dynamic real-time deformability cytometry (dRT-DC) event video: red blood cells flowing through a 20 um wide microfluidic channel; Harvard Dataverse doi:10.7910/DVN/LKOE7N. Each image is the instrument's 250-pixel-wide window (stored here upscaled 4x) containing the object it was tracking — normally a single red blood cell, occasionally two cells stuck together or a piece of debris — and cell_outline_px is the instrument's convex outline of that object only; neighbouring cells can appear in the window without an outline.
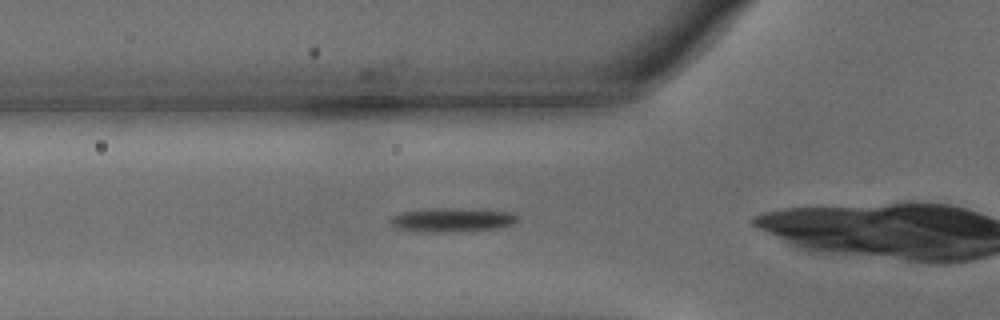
{"species": "common noctule bat (a hibernating species)", "species_latin": "Nyctalus noctula", "temperature_condition": "warm", "stored_images_in_passage": 16, "camera_frame_rate_fps": 3000, "um_per_image_px": 0.085, "animal": {"sex": "male", "body_mass_g": 15.6}, "frame": {"image": 1, "passage_image": 2, "time_ms": 0.333, "image_size_px": [1000, 320], "cell_outline_px": [[520, 216], [512, 224], [496, 228], [428, 232], [396, 228], [388, 220], [392, 216], [400, 212], [428, 208], [468, 208], [512, 212]], "centroid_in_image_um": [38.4, 18.65], "position_along_channel_um": 87.4, "area_um2": 17.57}}
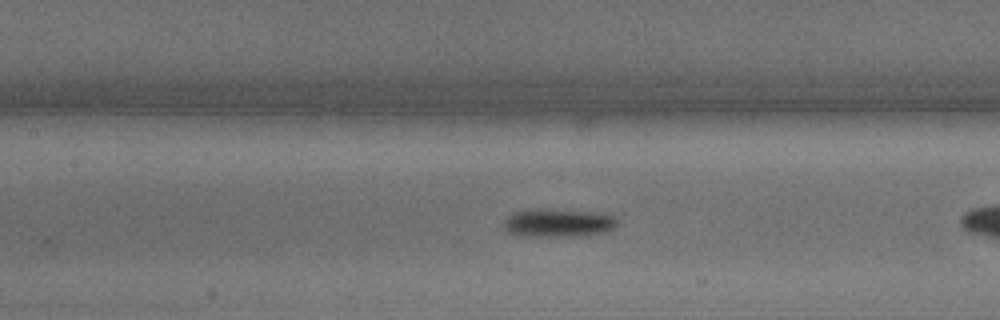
{"frame": {"image": 2, "passage_image": 8, "time_ms": 2.333, "image_size_px": [1000, 320], "cell_outline_px": [[616, 224], [612, 228], [604, 232], [584, 236], [524, 236], [508, 232], [504, 228], [504, 220], [512, 212], [532, 208], [540, 208], [592, 212], [616, 216]], "centroid_in_image_um": [47.4, 18.93], "position_along_channel_um": 160.0, "area_um2": 18.79}}
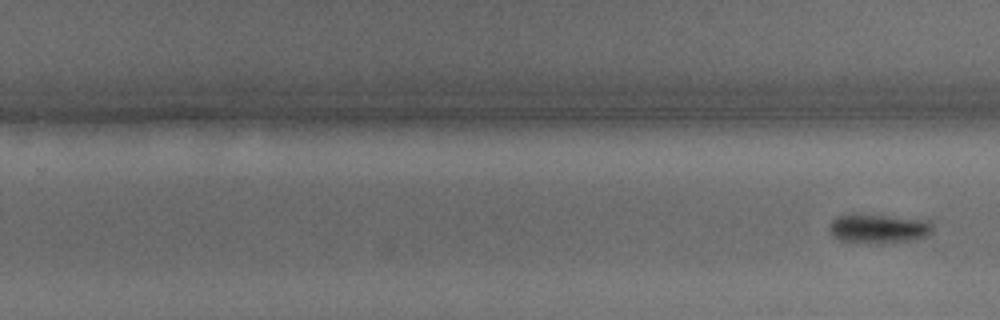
{"frame": {"image": 3, "passage_image": 16, "time_ms": 5.0, "image_size_px": [1000, 320], "cell_outline_px": [[932, 232], [928, 236], [916, 240], [880, 244], [844, 244], [836, 240], [832, 236], [828, 228], [828, 224], [836, 216], [884, 216], [932, 220]], "centroid_in_image_um": [74.65, 19.51], "position_along_channel_um": 255.2, "area_um2": 18.15}}